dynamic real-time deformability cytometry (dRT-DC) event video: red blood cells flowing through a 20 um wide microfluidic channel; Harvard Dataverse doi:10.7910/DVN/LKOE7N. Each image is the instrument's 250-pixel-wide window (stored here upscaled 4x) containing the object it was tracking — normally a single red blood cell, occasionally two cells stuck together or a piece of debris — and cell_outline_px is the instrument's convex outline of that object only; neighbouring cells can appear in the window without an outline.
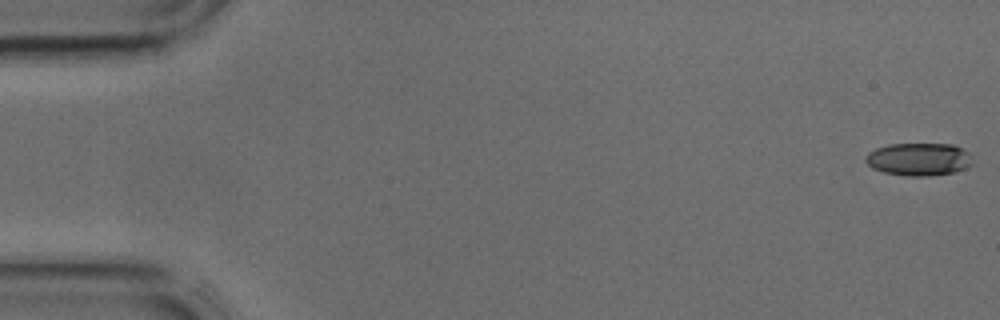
{"species": "common noctule bat (a hibernating species)", "species_latin": "Nyctalus noctula", "temperature_condition": "cold", "stored_images_in_passage": 13, "camera_frame_rate_fps": 3000, "um_per_image_px": 0.085, "animal": {"sex": "male", "body_mass_g": 17.9, "forearm_length_mm": 54.2}, "frame": {"image": 1, "passage_image": 1, "time_ms": 0.0, "image_size_px": [1000, 320], "cell_outline_px": [[972, 164], [964, 168], [952, 172], [932, 176], [912, 176], [884, 172], [872, 168], [864, 160], [864, 156], [868, 152], [876, 148], [888, 144], [952, 144], [968, 152]], "centroid_in_image_um": [78.05, 13.53], "position_along_channel_um": 7.0, "area_um2": 20.29}}
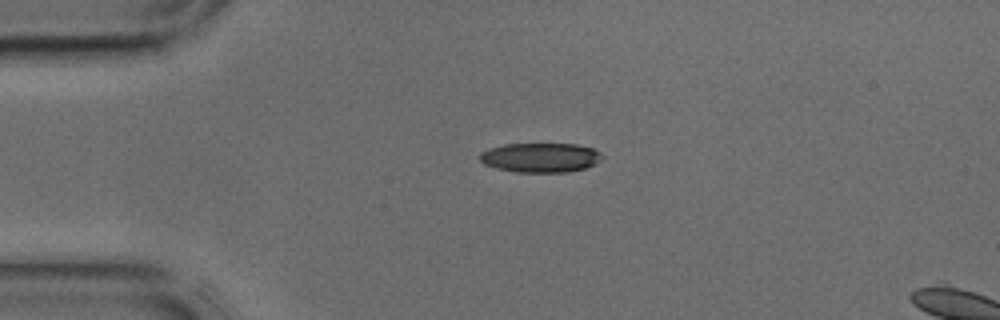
{"frame": {"image": 2, "passage_image": 10, "time_ms": 3.0, "image_size_px": [1000, 320], "cell_outline_px": [[604, 156], [600, 160], [584, 168], [568, 172], [516, 172], [496, 168], [484, 164], [480, 160], [480, 152], [488, 148], [504, 144], [576, 144], [592, 148], [600, 152]], "centroid_in_image_um": [45.91, 13.39], "position_along_channel_um": 39.1, "area_um2": 20.98}}